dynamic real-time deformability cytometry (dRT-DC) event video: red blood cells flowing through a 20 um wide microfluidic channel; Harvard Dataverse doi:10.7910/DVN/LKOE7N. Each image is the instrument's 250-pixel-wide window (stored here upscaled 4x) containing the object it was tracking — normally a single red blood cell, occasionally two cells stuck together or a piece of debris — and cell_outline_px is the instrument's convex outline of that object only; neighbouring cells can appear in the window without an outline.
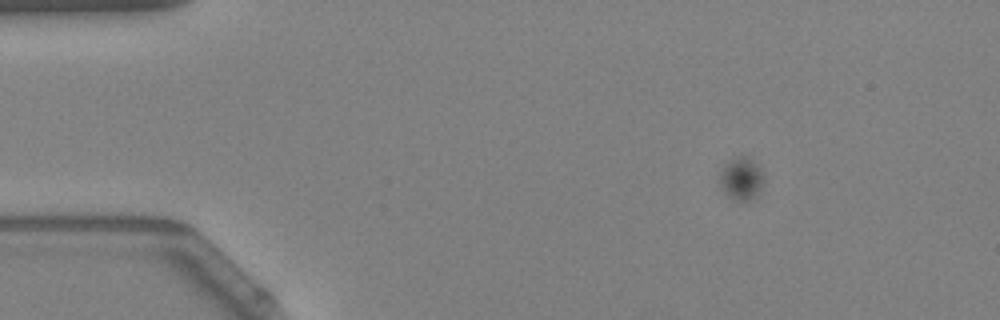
{"species": "Egyptian fruit bat (a non-hibernating species)", "species_latin": "Rousettus aegyptiacus", "temperature_condition": "warm", "stored_images_in_passage": 65, "camera_frame_rate_fps": 3000, "um_per_image_px": 0.085, "animal": {"sex": "female"}, "frame": {"image": 1, "passage_image": 1, "time_ms": 0.0, "image_size_px": [1000, 320], "cell_outline_px": [[764, 180], [760, 192], [756, 196], [748, 200], [736, 200], [724, 192], [720, 180], [720, 176], [724, 168], [732, 160], [740, 156], [748, 156], [760, 168], [764, 176]], "centroid_in_image_um": [63.08, 15.2], "position_along_channel_um": 21.9, "area_um2": 10.52}}
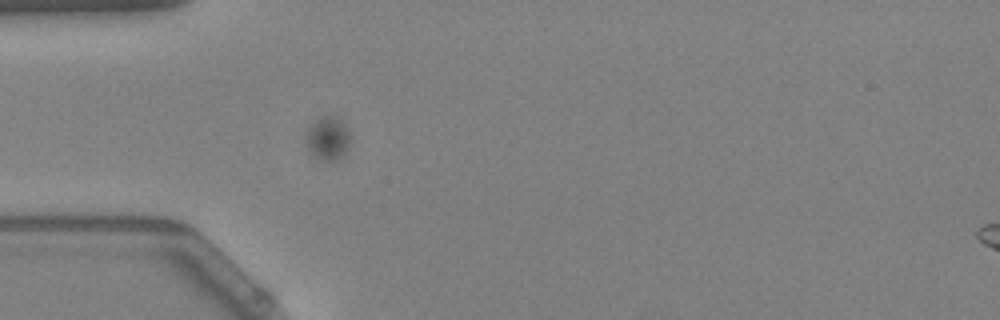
{"frame": {"image": 2, "passage_image": 36, "time_ms": 11.667, "image_size_px": [1000, 320], "cell_outline_px": [[352, 140], [344, 156], [336, 160], [320, 160], [312, 156], [304, 140], [304, 136], [308, 128], [320, 116], [336, 116], [344, 124]], "centroid_in_image_um": [27.85, 11.78], "position_along_channel_um": 57.1, "area_um2": 11.5}}
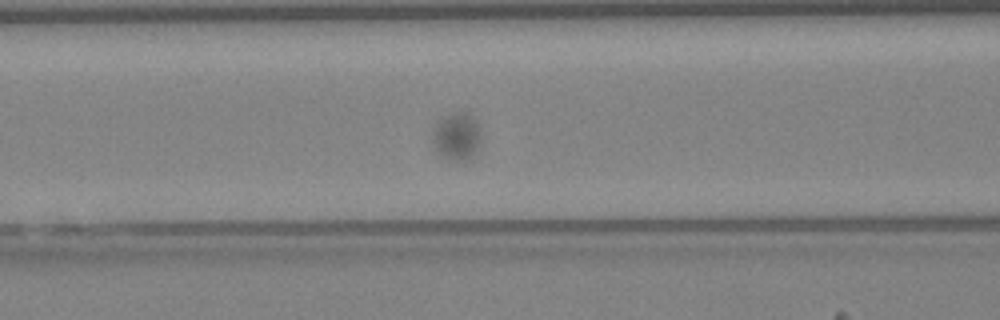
{"frame": {"image": 3, "passage_image": 54, "time_ms": 17.667, "image_size_px": [1000, 320], "cell_outline_px": [[480, 144], [472, 156], [464, 160], [456, 160], [444, 156], [436, 152], [432, 140], [436, 124], [444, 116], [460, 112], [464, 112], [476, 124], [480, 136]], "centroid_in_image_um": [38.79, 11.62], "position_along_channel_um": 127.8, "area_um2": 12.72}}